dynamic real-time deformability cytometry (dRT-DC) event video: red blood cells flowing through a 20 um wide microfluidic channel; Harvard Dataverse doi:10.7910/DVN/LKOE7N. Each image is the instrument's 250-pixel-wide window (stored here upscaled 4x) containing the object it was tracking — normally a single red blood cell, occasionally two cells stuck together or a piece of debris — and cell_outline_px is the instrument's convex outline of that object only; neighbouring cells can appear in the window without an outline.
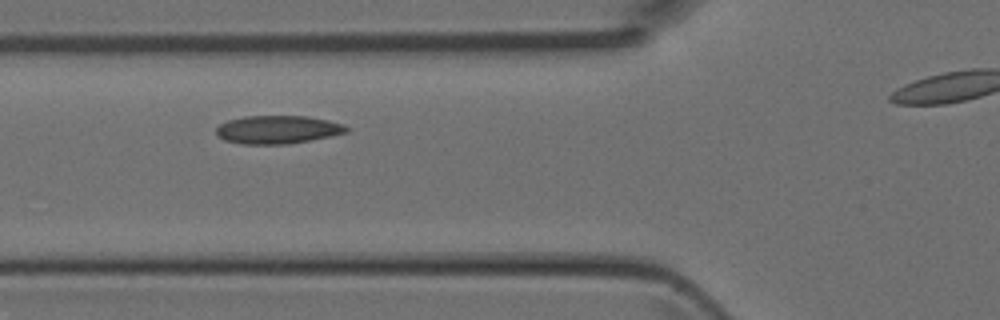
{"species": "Egyptian fruit bat (a non-hibernating species)", "species_latin": "Rousettus aegyptiacus", "temperature_condition": "room temperature", "stored_images_in_passage": 2, "camera_frame_rate_fps": 3000, "um_per_image_px": 0.085, "animal": {"sex": "female"}, "frame": {"image": 1, "passage_image": 2, "time_ms": 0.333, "image_size_px": [1000, 320], "cell_outline_px": [[348, 132], [332, 136], [312, 140], [288, 144], [240, 144], [224, 140], [216, 136], [216, 128], [220, 124], [228, 120], [244, 116], [308, 116], [328, 120], [344, 124], [348, 128]], "centroid_in_image_um": [23.6, 11.02], "position_along_channel_um": 102.2, "area_um2": 21.62}}